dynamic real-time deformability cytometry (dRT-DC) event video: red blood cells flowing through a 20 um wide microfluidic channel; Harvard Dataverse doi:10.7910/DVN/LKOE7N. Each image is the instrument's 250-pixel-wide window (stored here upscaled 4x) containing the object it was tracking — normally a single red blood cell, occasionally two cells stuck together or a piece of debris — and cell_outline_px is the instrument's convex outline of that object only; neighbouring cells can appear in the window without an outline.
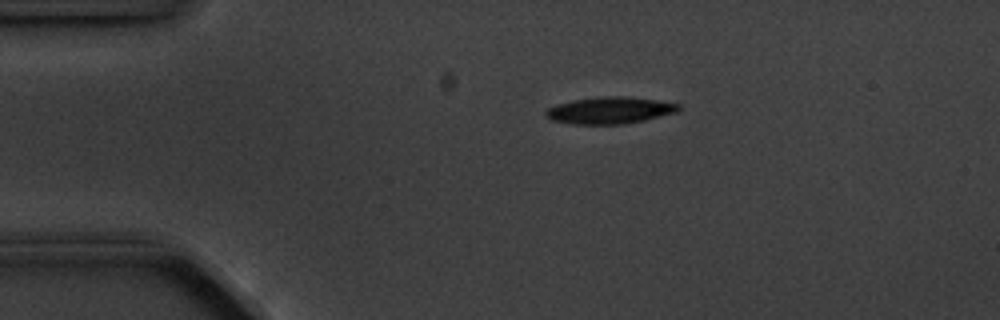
{"species": "common noctule bat (a hibernating species)", "species_latin": "Nyctalus noctula", "temperature_condition": "cold", "stored_images_in_passage": 4, "camera_frame_rate_fps": 3000, "um_per_image_px": 0.085, "animal": {"sex": "male", "body_mass_g": 20.1, "forearm_length_mm": 53.5}, "frame": {"image": 1, "passage_image": 2, "time_ms": 2.333, "image_size_px": [1000, 320], "cell_outline_px": [[680, 108], [676, 112], [644, 120], [624, 124], [572, 124], [552, 120], [544, 116], [544, 112], [548, 108], [556, 104], [572, 100], [604, 96], [628, 96], [656, 100], [680, 104]], "centroid_in_image_um": [51.8, 9.37], "position_along_channel_um": 33.2, "area_um2": 20.75}}
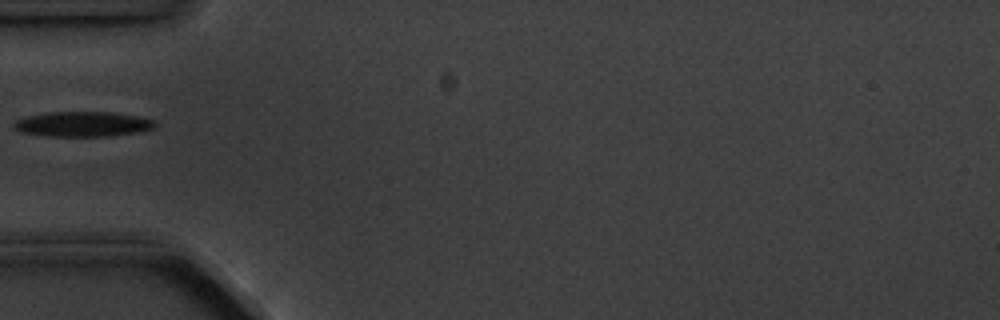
{"frame": {"image": 2, "passage_image": 4, "time_ms": 4.667, "image_size_px": [1000, 320], "cell_outline_px": [[156, 124], [152, 128], [136, 132], [104, 136], [48, 136], [20, 132], [12, 124], [16, 120], [28, 116], [48, 112], [112, 112], [136, 116], [156, 120]], "centroid_in_image_um": [7.01, 10.54], "position_along_channel_um": 78.0, "area_um2": 20.35}}